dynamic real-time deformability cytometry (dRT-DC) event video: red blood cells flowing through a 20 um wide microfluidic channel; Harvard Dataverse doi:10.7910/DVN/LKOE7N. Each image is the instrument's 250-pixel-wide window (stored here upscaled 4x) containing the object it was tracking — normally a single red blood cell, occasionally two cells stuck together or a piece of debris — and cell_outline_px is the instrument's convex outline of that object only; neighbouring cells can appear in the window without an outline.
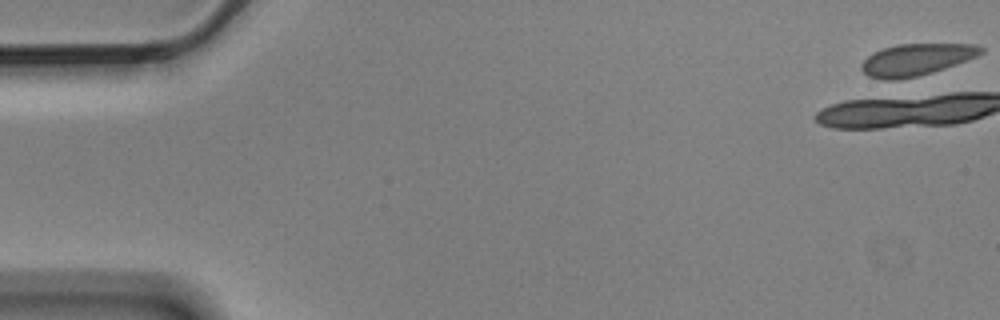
{"species": "Egyptian fruit bat (a non-hibernating species)", "species_latin": "Rousettus aegyptiacus", "temperature_condition": "cold", "stored_images_in_passage": 5, "camera_frame_rate_fps": 3000, "um_per_image_px": 0.085, "animal": {"sex": "male"}, "frame": {"image": 1, "passage_image": 1, "time_ms": 0.0, "image_size_px": [1000, 320], "cell_outline_px": [[984, 52], [976, 56], [956, 64], [932, 72], [916, 76], [892, 80], [888, 80], [868, 76], [860, 68], [860, 64], [872, 52], [896, 44], [976, 44], [984, 48]], "centroid_in_image_um": [77.87, 5.05], "position_along_channel_um": 7.1, "area_um2": 21.96}}